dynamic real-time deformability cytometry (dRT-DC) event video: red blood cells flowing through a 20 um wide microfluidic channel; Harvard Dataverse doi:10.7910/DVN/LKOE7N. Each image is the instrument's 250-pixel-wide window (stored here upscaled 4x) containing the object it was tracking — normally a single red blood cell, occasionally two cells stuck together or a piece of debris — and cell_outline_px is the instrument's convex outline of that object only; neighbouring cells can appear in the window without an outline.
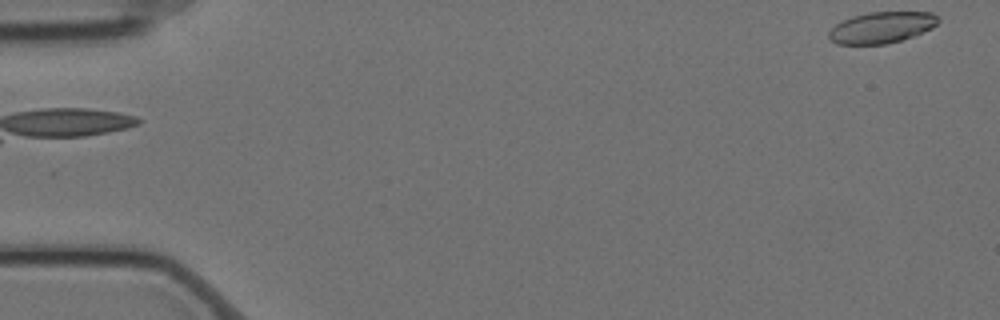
{"species": "Egyptian fruit bat (a non-hibernating species)", "species_latin": "Rousettus aegyptiacus", "temperature_condition": "cold", "stored_images_in_passage": 3, "camera_frame_rate_fps": 3000, "um_per_image_px": 0.085, "animal": {"sex": "female"}, "frame": {"image": 1, "passage_image": 3, "time_ms": 0.667, "image_size_px": [1000, 320], "cell_outline_px": [[940, 20], [932, 28], [912, 36], [900, 40], [884, 44], [836, 44], [828, 36], [828, 32], [836, 24], [852, 16], [868, 12], [932, 12]], "centroid_in_image_um": [74.93, 2.33], "position_along_channel_um": 10.1, "area_um2": 19.71}}